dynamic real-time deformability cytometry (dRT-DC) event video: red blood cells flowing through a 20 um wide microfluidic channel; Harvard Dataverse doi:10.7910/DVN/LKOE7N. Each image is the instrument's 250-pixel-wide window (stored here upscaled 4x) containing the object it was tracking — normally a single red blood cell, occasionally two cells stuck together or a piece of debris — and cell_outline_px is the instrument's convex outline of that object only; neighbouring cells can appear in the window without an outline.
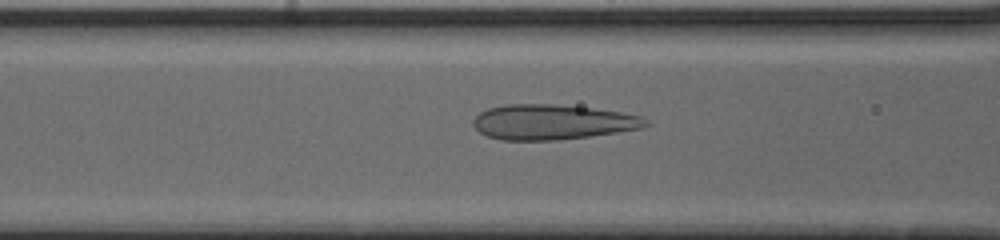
{"species": "human", "species_latin": "Homo sapiens", "temperature_condition": "cold", "stored_images_in_passage": 39, "camera_frame_rate_fps": 3000, "um_per_image_px": 0.085, "donor": {"sex": "male"}, "frame": {"image": 1, "passage_image": 9, "time_ms": 2.667, "image_size_px": [1000, 240], "cell_outline_px": [[652, 124], [640, 128], [616, 132], [560, 140], [500, 140], [488, 136], [480, 132], [472, 124], [472, 120], [480, 112], [488, 108], [504, 104], [552, 104], [592, 108], [620, 112], [640, 116], [648, 120]], "centroid_in_image_um": [46.93, 10.37], "position_along_channel_um": 119.7, "area_um2": 35.2}}
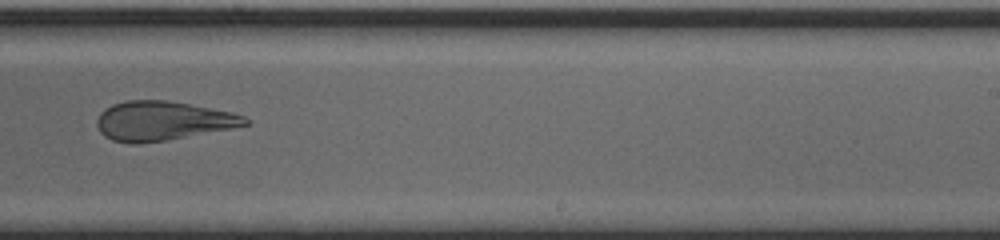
{"frame": {"image": 2, "passage_image": 21, "time_ms": 6.667, "image_size_px": [1000, 240], "cell_outline_px": [[248, 124], [232, 128], [164, 140], [136, 144], [132, 144], [112, 140], [104, 136], [100, 132], [96, 124], [96, 120], [100, 112], [104, 108], [112, 104], [124, 100], [168, 100], [232, 112], [244, 116], [248, 120]], "centroid_in_image_um": [13.75, 10.26], "position_along_channel_um": 275.2, "area_um2": 33.76}}
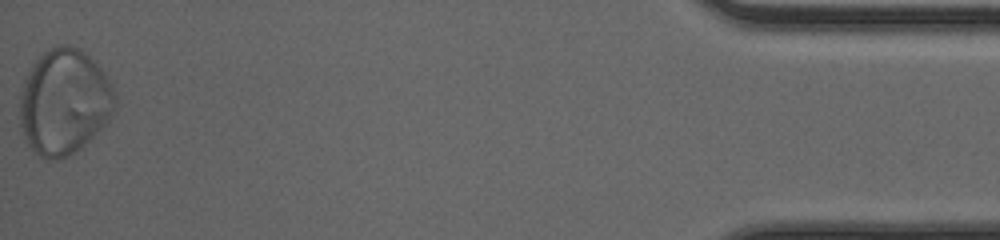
{"frame": {"image": 3, "passage_image": 39, "time_ms": 12.667, "image_size_px": [1000, 240], "cell_outline_px": [[116, 104], [112, 116], [76, 152], [68, 156], [56, 160], [48, 160], [40, 156], [24, 140], [20, 124], [20, 92], [24, 80], [32, 64], [44, 52], [56, 44], [68, 44], [80, 48], [104, 72], [116, 92]], "centroid_in_image_um": [5.45, 8.65], "position_along_channel_um": 429.8, "area_um2": 58.78}}